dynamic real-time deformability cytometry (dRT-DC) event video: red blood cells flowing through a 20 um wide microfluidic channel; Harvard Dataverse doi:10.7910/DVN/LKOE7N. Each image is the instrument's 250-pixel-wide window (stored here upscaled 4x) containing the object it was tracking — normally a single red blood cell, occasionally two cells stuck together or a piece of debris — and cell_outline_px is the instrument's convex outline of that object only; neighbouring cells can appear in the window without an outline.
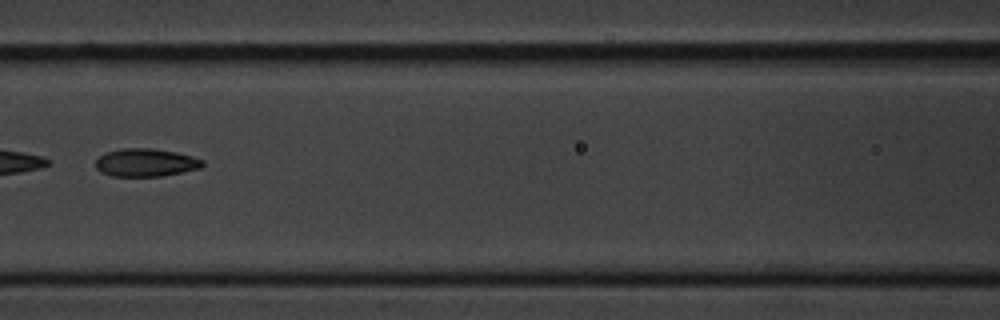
{"species": "common noctule bat (a hibernating species)", "species_latin": "Nyctalus noctula", "temperature_condition": "cold", "stored_images_in_passage": 15, "camera_frame_rate_fps": 3000, "um_per_image_px": 0.085, "animal": {"sex": "male", "body_mass_g": 20.1, "forearm_length_mm": 53.5}, "frame": {"image": 1, "passage_image": 7, "time_ms": 7.667, "image_size_px": [1000, 320], "cell_outline_px": [[204, 164], [200, 168], [160, 176], [112, 176], [100, 172], [96, 168], [96, 160], [104, 152], [120, 148], [152, 148], [176, 152], [192, 156], [204, 160]], "centroid_in_image_um": [12.36, 13.81], "position_along_channel_um": 154.2, "area_um2": 17.46}}
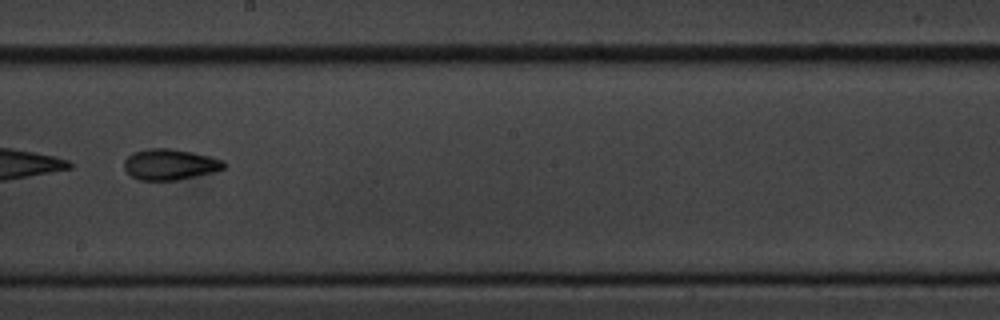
{"frame": {"image": 2, "passage_image": 9, "time_ms": 10.0, "image_size_px": [1000, 320], "cell_outline_px": [[228, 164], [224, 168], [212, 172], [176, 180], [140, 180], [132, 176], [124, 168], [124, 160], [132, 152], [148, 148], [168, 148], [192, 152], [224, 160]], "centroid_in_image_um": [14.43, 13.96], "position_along_channel_um": 233.8, "area_um2": 17.86}}